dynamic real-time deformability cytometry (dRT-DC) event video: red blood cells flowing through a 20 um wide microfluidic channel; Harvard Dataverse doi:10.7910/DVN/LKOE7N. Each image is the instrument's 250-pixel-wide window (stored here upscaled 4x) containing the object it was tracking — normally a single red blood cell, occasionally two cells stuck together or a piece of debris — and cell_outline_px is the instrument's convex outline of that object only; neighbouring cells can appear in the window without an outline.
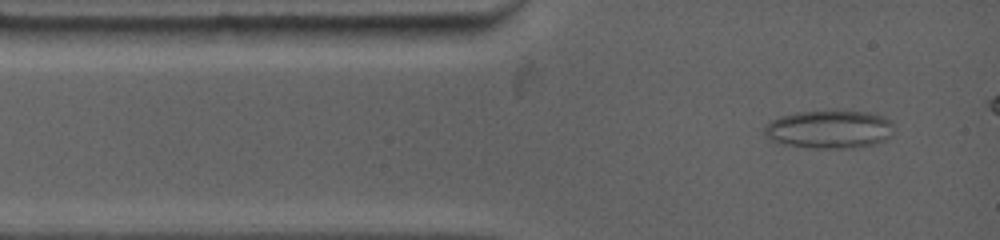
{"species": "common noctule bat (a hibernating species)", "species_latin": "Nyctalus noctula", "temperature_condition": "warm", "stored_images_in_passage": 49, "camera_frame_rate_fps": 4500, "um_per_image_px": 0.085, "animal": {"sex": "female", "body_mass_g": 19.0, "forearm_length_mm": 53.3}, "frame": {"image": 1, "passage_image": 2, "time_ms": 0.444, "image_size_px": [1000, 240], "cell_outline_px": [[892, 136], [884, 140], [872, 144], [852, 148], [816, 148], [776, 144], [768, 140], [764, 132], [764, 128], [772, 120], [780, 116], [796, 112], [836, 108], [872, 112], [892, 120]], "centroid_in_image_um": [70.48, 10.95], "position_along_channel_um": 14.5, "area_um2": 29.88}}
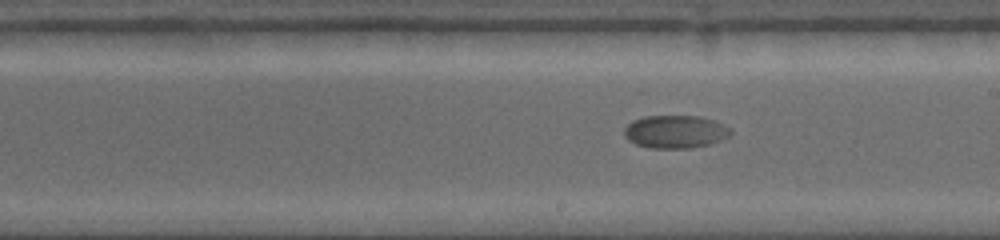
{"frame": {"image": 2, "passage_image": 20, "time_ms": 7.111, "image_size_px": [1000, 240], "cell_outline_px": [[732, 132], [728, 136], [712, 144], [688, 148], [648, 148], [636, 144], [628, 140], [624, 136], [624, 128], [632, 120], [644, 116], [696, 116], [716, 120], [732, 128]], "centroid_in_image_um": [57.41, 11.19], "position_along_channel_um": 231.6, "area_um2": 20.63}}
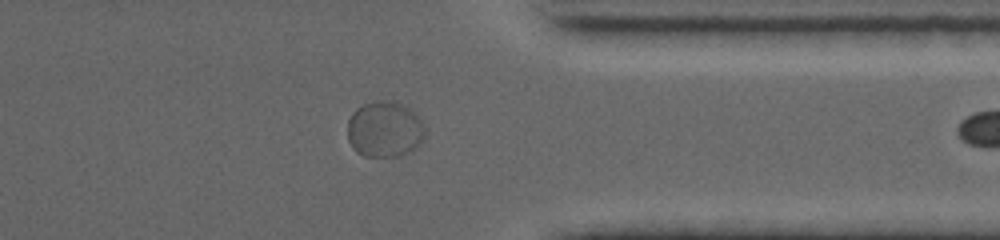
{"frame": {"image": 3, "passage_image": 38, "time_ms": 11.333, "image_size_px": [1000, 240], "cell_outline_px": [[424, 136], [420, 144], [416, 148], [400, 156], [364, 156], [356, 152], [352, 148], [348, 140], [348, 120], [352, 112], [356, 108], [364, 104], [376, 100], [388, 100], [400, 104], [408, 108], [420, 120], [424, 128]], "centroid_in_image_um": [32.65, 11.0], "position_along_channel_um": 378.7, "area_um2": 25.2}}